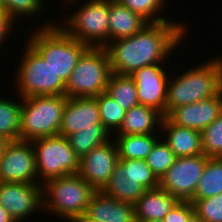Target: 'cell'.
Here are the masks:
<instances>
[{"label": "cell", "mask_w": 222, "mask_h": 222, "mask_svg": "<svg viewBox=\"0 0 222 222\" xmlns=\"http://www.w3.org/2000/svg\"><path fill=\"white\" fill-rule=\"evenodd\" d=\"M95 128H104L97 100L94 97L68 98L58 135L66 137L83 129Z\"/></svg>", "instance_id": "obj_16"}, {"label": "cell", "mask_w": 222, "mask_h": 222, "mask_svg": "<svg viewBox=\"0 0 222 222\" xmlns=\"http://www.w3.org/2000/svg\"><path fill=\"white\" fill-rule=\"evenodd\" d=\"M85 214L99 222H136L134 205L118 201L102 191H95Z\"/></svg>", "instance_id": "obj_19"}, {"label": "cell", "mask_w": 222, "mask_h": 222, "mask_svg": "<svg viewBox=\"0 0 222 222\" xmlns=\"http://www.w3.org/2000/svg\"><path fill=\"white\" fill-rule=\"evenodd\" d=\"M106 93L125 110L139 105L136 84L130 75L111 73Z\"/></svg>", "instance_id": "obj_25"}, {"label": "cell", "mask_w": 222, "mask_h": 222, "mask_svg": "<svg viewBox=\"0 0 222 222\" xmlns=\"http://www.w3.org/2000/svg\"><path fill=\"white\" fill-rule=\"evenodd\" d=\"M44 4L45 0H1V8L15 24H17V19L22 20V16L24 19L25 17L26 19H30V17L34 19L37 16L42 17L40 15L41 12L44 14Z\"/></svg>", "instance_id": "obj_29"}, {"label": "cell", "mask_w": 222, "mask_h": 222, "mask_svg": "<svg viewBox=\"0 0 222 222\" xmlns=\"http://www.w3.org/2000/svg\"><path fill=\"white\" fill-rule=\"evenodd\" d=\"M0 205L22 222L43 210L42 184L0 182Z\"/></svg>", "instance_id": "obj_13"}, {"label": "cell", "mask_w": 222, "mask_h": 222, "mask_svg": "<svg viewBox=\"0 0 222 222\" xmlns=\"http://www.w3.org/2000/svg\"><path fill=\"white\" fill-rule=\"evenodd\" d=\"M8 142H9L8 140H6L4 137L0 136V158H1V155L3 154L4 148H5V146Z\"/></svg>", "instance_id": "obj_38"}, {"label": "cell", "mask_w": 222, "mask_h": 222, "mask_svg": "<svg viewBox=\"0 0 222 222\" xmlns=\"http://www.w3.org/2000/svg\"><path fill=\"white\" fill-rule=\"evenodd\" d=\"M0 182L38 183L31 141H9L0 158Z\"/></svg>", "instance_id": "obj_12"}, {"label": "cell", "mask_w": 222, "mask_h": 222, "mask_svg": "<svg viewBox=\"0 0 222 222\" xmlns=\"http://www.w3.org/2000/svg\"><path fill=\"white\" fill-rule=\"evenodd\" d=\"M166 63L167 62L145 66L135 70L130 75L136 84L139 104L158 110L164 117L167 85L169 77H171L170 72H166L168 69L163 66V64Z\"/></svg>", "instance_id": "obj_14"}, {"label": "cell", "mask_w": 222, "mask_h": 222, "mask_svg": "<svg viewBox=\"0 0 222 222\" xmlns=\"http://www.w3.org/2000/svg\"><path fill=\"white\" fill-rule=\"evenodd\" d=\"M83 4L60 19L59 26L88 47H105L109 43V0H86Z\"/></svg>", "instance_id": "obj_8"}, {"label": "cell", "mask_w": 222, "mask_h": 222, "mask_svg": "<svg viewBox=\"0 0 222 222\" xmlns=\"http://www.w3.org/2000/svg\"><path fill=\"white\" fill-rule=\"evenodd\" d=\"M71 222H99L91 217H88L85 213L78 218L72 220Z\"/></svg>", "instance_id": "obj_37"}, {"label": "cell", "mask_w": 222, "mask_h": 222, "mask_svg": "<svg viewBox=\"0 0 222 222\" xmlns=\"http://www.w3.org/2000/svg\"><path fill=\"white\" fill-rule=\"evenodd\" d=\"M160 133L162 135L161 138L174 152L176 157L204 154L201 132L198 130L178 126L165 116L161 123Z\"/></svg>", "instance_id": "obj_18"}, {"label": "cell", "mask_w": 222, "mask_h": 222, "mask_svg": "<svg viewBox=\"0 0 222 222\" xmlns=\"http://www.w3.org/2000/svg\"><path fill=\"white\" fill-rule=\"evenodd\" d=\"M31 144L34 148L38 184L79 172L80 158L66 137H42L32 140Z\"/></svg>", "instance_id": "obj_10"}, {"label": "cell", "mask_w": 222, "mask_h": 222, "mask_svg": "<svg viewBox=\"0 0 222 222\" xmlns=\"http://www.w3.org/2000/svg\"><path fill=\"white\" fill-rule=\"evenodd\" d=\"M118 161V149L112 137V140L91 149L80 159L78 174L96 191H101L109 182Z\"/></svg>", "instance_id": "obj_15"}, {"label": "cell", "mask_w": 222, "mask_h": 222, "mask_svg": "<svg viewBox=\"0 0 222 222\" xmlns=\"http://www.w3.org/2000/svg\"><path fill=\"white\" fill-rule=\"evenodd\" d=\"M0 222H15L8 211L0 205Z\"/></svg>", "instance_id": "obj_36"}, {"label": "cell", "mask_w": 222, "mask_h": 222, "mask_svg": "<svg viewBox=\"0 0 222 222\" xmlns=\"http://www.w3.org/2000/svg\"><path fill=\"white\" fill-rule=\"evenodd\" d=\"M99 107V115L104 128L113 136L120 129L126 111L106 92L94 97Z\"/></svg>", "instance_id": "obj_28"}, {"label": "cell", "mask_w": 222, "mask_h": 222, "mask_svg": "<svg viewBox=\"0 0 222 222\" xmlns=\"http://www.w3.org/2000/svg\"><path fill=\"white\" fill-rule=\"evenodd\" d=\"M159 187L146 160L119 159L109 182L101 190L118 201L134 205L146 190Z\"/></svg>", "instance_id": "obj_9"}, {"label": "cell", "mask_w": 222, "mask_h": 222, "mask_svg": "<svg viewBox=\"0 0 222 222\" xmlns=\"http://www.w3.org/2000/svg\"><path fill=\"white\" fill-rule=\"evenodd\" d=\"M220 193H222V157H209L193 199H204Z\"/></svg>", "instance_id": "obj_26"}, {"label": "cell", "mask_w": 222, "mask_h": 222, "mask_svg": "<svg viewBox=\"0 0 222 222\" xmlns=\"http://www.w3.org/2000/svg\"><path fill=\"white\" fill-rule=\"evenodd\" d=\"M17 100L0 96V136L8 141L20 140L22 98Z\"/></svg>", "instance_id": "obj_24"}, {"label": "cell", "mask_w": 222, "mask_h": 222, "mask_svg": "<svg viewBox=\"0 0 222 222\" xmlns=\"http://www.w3.org/2000/svg\"><path fill=\"white\" fill-rule=\"evenodd\" d=\"M95 191L78 173L49 179L42 184V211L71 222L85 213Z\"/></svg>", "instance_id": "obj_4"}, {"label": "cell", "mask_w": 222, "mask_h": 222, "mask_svg": "<svg viewBox=\"0 0 222 222\" xmlns=\"http://www.w3.org/2000/svg\"><path fill=\"white\" fill-rule=\"evenodd\" d=\"M208 158L205 154L176 157L174 164L159 179V187L179 201L190 202Z\"/></svg>", "instance_id": "obj_11"}, {"label": "cell", "mask_w": 222, "mask_h": 222, "mask_svg": "<svg viewBox=\"0 0 222 222\" xmlns=\"http://www.w3.org/2000/svg\"><path fill=\"white\" fill-rule=\"evenodd\" d=\"M178 201L160 187L146 190L134 204L135 221L163 220Z\"/></svg>", "instance_id": "obj_20"}, {"label": "cell", "mask_w": 222, "mask_h": 222, "mask_svg": "<svg viewBox=\"0 0 222 222\" xmlns=\"http://www.w3.org/2000/svg\"><path fill=\"white\" fill-rule=\"evenodd\" d=\"M161 134L113 135L119 159L145 160ZM116 136V137H115Z\"/></svg>", "instance_id": "obj_23"}, {"label": "cell", "mask_w": 222, "mask_h": 222, "mask_svg": "<svg viewBox=\"0 0 222 222\" xmlns=\"http://www.w3.org/2000/svg\"><path fill=\"white\" fill-rule=\"evenodd\" d=\"M121 5L129 8L134 13L139 14L148 23H157L169 20L166 16L163 17L162 13L165 11L166 0H117ZM166 4V5H165Z\"/></svg>", "instance_id": "obj_30"}, {"label": "cell", "mask_w": 222, "mask_h": 222, "mask_svg": "<svg viewBox=\"0 0 222 222\" xmlns=\"http://www.w3.org/2000/svg\"><path fill=\"white\" fill-rule=\"evenodd\" d=\"M199 64L169 78L165 116L174 108L210 99L222 91V57Z\"/></svg>", "instance_id": "obj_2"}, {"label": "cell", "mask_w": 222, "mask_h": 222, "mask_svg": "<svg viewBox=\"0 0 222 222\" xmlns=\"http://www.w3.org/2000/svg\"><path fill=\"white\" fill-rule=\"evenodd\" d=\"M187 222H202L199 217L194 213Z\"/></svg>", "instance_id": "obj_39"}, {"label": "cell", "mask_w": 222, "mask_h": 222, "mask_svg": "<svg viewBox=\"0 0 222 222\" xmlns=\"http://www.w3.org/2000/svg\"><path fill=\"white\" fill-rule=\"evenodd\" d=\"M44 22L39 27L30 29L31 33L25 38L56 74L66 83L77 64L79 57L88 48L86 44L69 36L58 23ZM35 30V31H33Z\"/></svg>", "instance_id": "obj_3"}, {"label": "cell", "mask_w": 222, "mask_h": 222, "mask_svg": "<svg viewBox=\"0 0 222 222\" xmlns=\"http://www.w3.org/2000/svg\"><path fill=\"white\" fill-rule=\"evenodd\" d=\"M176 156L166 142L160 138L145 159L153 174L159 180L174 164Z\"/></svg>", "instance_id": "obj_31"}, {"label": "cell", "mask_w": 222, "mask_h": 222, "mask_svg": "<svg viewBox=\"0 0 222 222\" xmlns=\"http://www.w3.org/2000/svg\"><path fill=\"white\" fill-rule=\"evenodd\" d=\"M194 214V207L191 202L178 201L177 204L164 217L163 222H187Z\"/></svg>", "instance_id": "obj_34"}, {"label": "cell", "mask_w": 222, "mask_h": 222, "mask_svg": "<svg viewBox=\"0 0 222 222\" xmlns=\"http://www.w3.org/2000/svg\"><path fill=\"white\" fill-rule=\"evenodd\" d=\"M78 2V0H64V3L66 4V5H68L69 4V6H71V4H76V3Z\"/></svg>", "instance_id": "obj_40"}, {"label": "cell", "mask_w": 222, "mask_h": 222, "mask_svg": "<svg viewBox=\"0 0 222 222\" xmlns=\"http://www.w3.org/2000/svg\"><path fill=\"white\" fill-rule=\"evenodd\" d=\"M148 22L139 14L109 0V42L127 38L138 33Z\"/></svg>", "instance_id": "obj_22"}, {"label": "cell", "mask_w": 222, "mask_h": 222, "mask_svg": "<svg viewBox=\"0 0 222 222\" xmlns=\"http://www.w3.org/2000/svg\"><path fill=\"white\" fill-rule=\"evenodd\" d=\"M163 117V114L158 110L139 104L126 111L123 123L114 135L160 133Z\"/></svg>", "instance_id": "obj_21"}, {"label": "cell", "mask_w": 222, "mask_h": 222, "mask_svg": "<svg viewBox=\"0 0 222 222\" xmlns=\"http://www.w3.org/2000/svg\"><path fill=\"white\" fill-rule=\"evenodd\" d=\"M185 23L162 21L146 24L133 36L109 42L108 52L112 73L131 75L145 66L164 63L186 39Z\"/></svg>", "instance_id": "obj_1"}, {"label": "cell", "mask_w": 222, "mask_h": 222, "mask_svg": "<svg viewBox=\"0 0 222 222\" xmlns=\"http://www.w3.org/2000/svg\"><path fill=\"white\" fill-rule=\"evenodd\" d=\"M190 202L202 222H222V193L204 199H192Z\"/></svg>", "instance_id": "obj_33"}, {"label": "cell", "mask_w": 222, "mask_h": 222, "mask_svg": "<svg viewBox=\"0 0 222 222\" xmlns=\"http://www.w3.org/2000/svg\"><path fill=\"white\" fill-rule=\"evenodd\" d=\"M222 113V91L215 97L172 109L166 117L178 126L202 131Z\"/></svg>", "instance_id": "obj_17"}, {"label": "cell", "mask_w": 222, "mask_h": 222, "mask_svg": "<svg viewBox=\"0 0 222 222\" xmlns=\"http://www.w3.org/2000/svg\"><path fill=\"white\" fill-rule=\"evenodd\" d=\"M67 99L65 95L22 98L20 140L57 136Z\"/></svg>", "instance_id": "obj_5"}, {"label": "cell", "mask_w": 222, "mask_h": 222, "mask_svg": "<svg viewBox=\"0 0 222 222\" xmlns=\"http://www.w3.org/2000/svg\"><path fill=\"white\" fill-rule=\"evenodd\" d=\"M111 73L105 47H88L79 57L74 71L66 82L65 96L96 97L106 92Z\"/></svg>", "instance_id": "obj_7"}, {"label": "cell", "mask_w": 222, "mask_h": 222, "mask_svg": "<svg viewBox=\"0 0 222 222\" xmlns=\"http://www.w3.org/2000/svg\"><path fill=\"white\" fill-rule=\"evenodd\" d=\"M15 25L16 24L9 18L8 14L0 8V47L5 46L3 42L11 38L10 33L15 30L13 28Z\"/></svg>", "instance_id": "obj_35"}, {"label": "cell", "mask_w": 222, "mask_h": 222, "mask_svg": "<svg viewBox=\"0 0 222 222\" xmlns=\"http://www.w3.org/2000/svg\"><path fill=\"white\" fill-rule=\"evenodd\" d=\"M203 153L208 157H222V113L201 131Z\"/></svg>", "instance_id": "obj_32"}, {"label": "cell", "mask_w": 222, "mask_h": 222, "mask_svg": "<svg viewBox=\"0 0 222 222\" xmlns=\"http://www.w3.org/2000/svg\"><path fill=\"white\" fill-rule=\"evenodd\" d=\"M66 138L75 154L81 159L91 149L112 139V136L105 128H95L83 129Z\"/></svg>", "instance_id": "obj_27"}, {"label": "cell", "mask_w": 222, "mask_h": 222, "mask_svg": "<svg viewBox=\"0 0 222 222\" xmlns=\"http://www.w3.org/2000/svg\"><path fill=\"white\" fill-rule=\"evenodd\" d=\"M146 222H163L162 220L146 221Z\"/></svg>", "instance_id": "obj_41"}, {"label": "cell", "mask_w": 222, "mask_h": 222, "mask_svg": "<svg viewBox=\"0 0 222 222\" xmlns=\"http://www.w3.org/2000/svg\"><path fill=\"white\" fill-rule=\"evenodd\" d=\"M22 49L19 67L14 74L17 97L65 95L66 83L47 61L28 43Z\"/></svg>", "instance_id": "obj_6"}]
</instances>
